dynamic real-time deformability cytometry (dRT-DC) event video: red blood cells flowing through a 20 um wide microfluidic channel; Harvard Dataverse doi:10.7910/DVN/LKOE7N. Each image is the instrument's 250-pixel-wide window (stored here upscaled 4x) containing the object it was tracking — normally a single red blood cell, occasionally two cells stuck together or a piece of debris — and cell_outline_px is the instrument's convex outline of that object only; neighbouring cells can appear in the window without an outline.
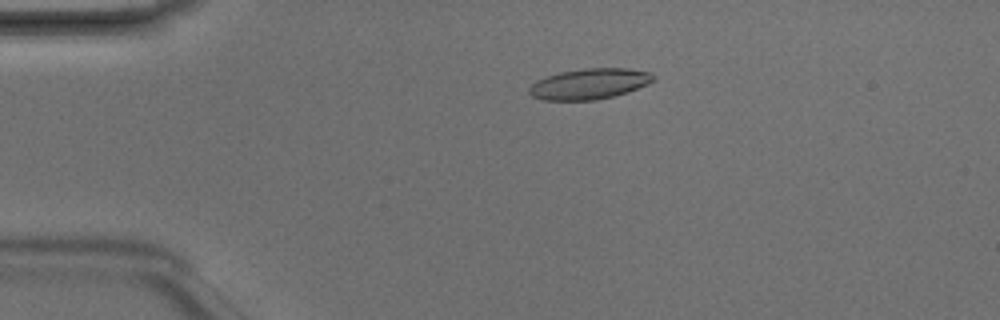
{"species": "Egyptian fruit bat (a non-hibernating species)", "species_latin": "Rousettus aegyptiacus", "temperature_condition": "room temperature", "stored_images_in_passage": 4, "camera_frame_rate_fps": 3000, "um_per_image_px": 0.085, "animal": {"sex": "male"}, "frame": {"image": 1, "passage_image": 3, "time_ms": 0.667, "image_size_px": [1000, 320], "cell_outline_px": [[656, 80], [648, 84], [628, 92], [596, 100], [544, 100], [532, 96], [528, 92], [528, 88], [536, 80], [560, 72], [584, 68], [628, 68], [652, 72], [656, 76]], "centroid_in_image_um": [50.14, 7.12], "position_along_channel_um": 34.9, "area_um2": 22.37}}
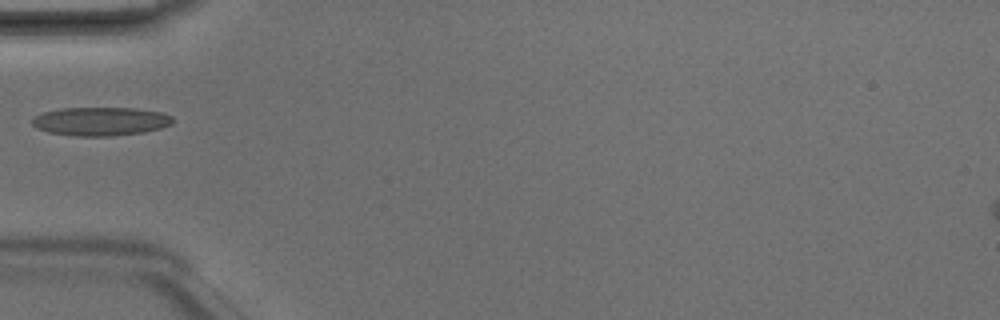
{"frame": {"image": 2, "passage_image": 4, "time_ms": 1.0, "image_size_px": [1000, 320], "cell_outline_px": [[172, 124], [160, 128], [144, 132], [112, 136], [76, 136], [48, 132], [36, 128], [32, 124], [32, 120], [36, 116], [44, 112], [60, 108], [136, 108], [160, 112], [172, 116]], "centroid_in_image_um": [8.55, 10.31], "position_along_channel_um": 76.5, "area_um2": 23.35}}